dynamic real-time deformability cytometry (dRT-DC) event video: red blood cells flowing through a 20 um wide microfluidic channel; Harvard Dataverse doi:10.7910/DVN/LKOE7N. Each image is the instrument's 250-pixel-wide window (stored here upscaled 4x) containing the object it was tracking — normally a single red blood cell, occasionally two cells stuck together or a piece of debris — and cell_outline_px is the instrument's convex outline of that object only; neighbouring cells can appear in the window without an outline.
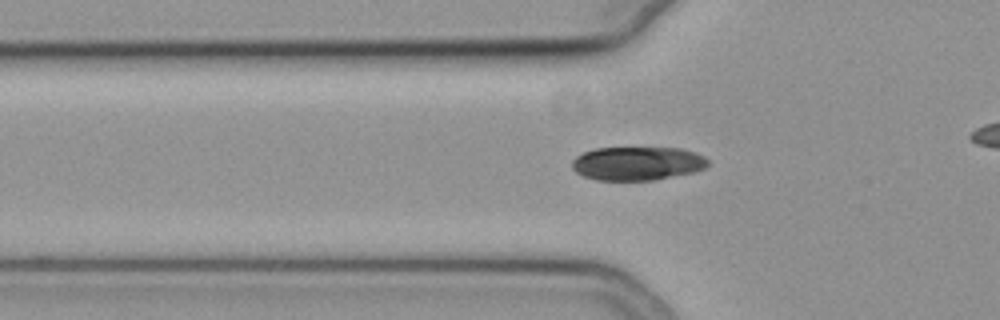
{"species": "common noctule bat (a hibernating species)", "species_latin": "Nyctalus noctula", "temperature_condition": "cold", "stored_images_in_passage": 45, "camera_frame_rate_fps": 3000, "um_per_image_px": 0.085, "animal": {"sex": "female", "body_mass_g": 19.3, "forearm_length_mm": 54.1}, "frame": {"image": 1, "passage_image": 16, "time_ms": 5.0, "image_size_px": [1000, 320], "cell_outline_px": [[708, 164], [704, 168], [692, 172], [652, 180], [596, 180], [584, 176], [576, 172], [572, 168], [572, 160], [576, 156], [584, 152], [596, 148], [680, 148], [704, 156], [708, 160]], "centroid_in_image_um": [54.14, 13.89], "position_along_channel_um": 71.7, "area_um2": 26.41}}
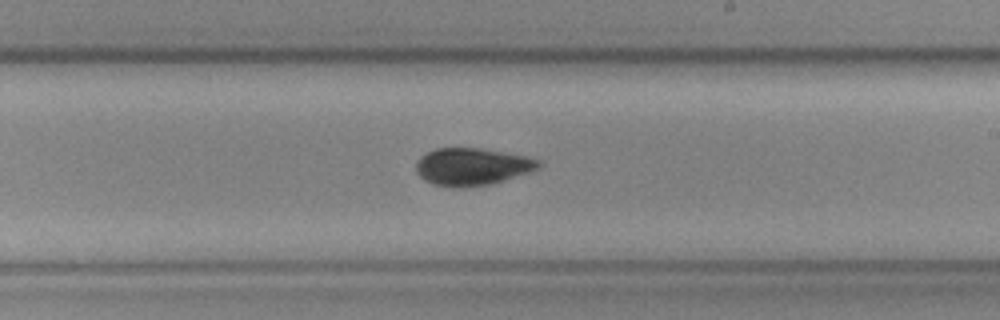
{"frame": {"image": 2, "passage_image": 30, "time_ms": 9.667, "image_size_px": [1000, 320], "cell_outline_px": [[544, 164], [540, 168], [492, 184], [432, 184], [424, 180], [416, 172], [416, 160], [420, 156], [436, 148], [480, 148], [504, 152], [524, 156], [540, 160]], "centroid_in_image_um": [40.15, 14.11], "position_along_channel_um": 248.9, "area_um2": 25.89}}
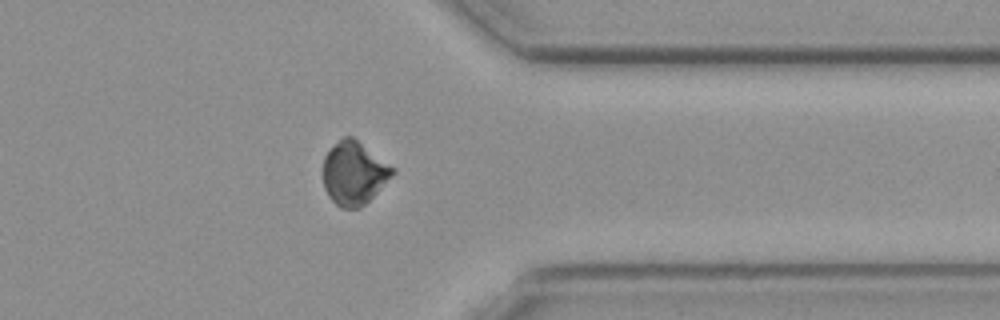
{"frame": {"image": 3, "passage_image": 41, "time_ms": 13.333, "image_size_px": [1000, 320], "cell_outline_px": [[396, 172], [360, 208], [340, 208], [328, 196], [324, 188], [324, 156], [344, 136], [352, 136], [396, 168]], "centroid_in_image_um": [30.1, 14.72], "position_along_channel_um": 381.3, "area_um2": 25.26}, "authors_computed_cell_mechanics": {"area_um2": 26.7614, "velocity_mm_per_s": 3.7982, "shape_relaxation_time_tau1_ms": 10.3482, "shape_relaxation_time_tau2_ms": 6.2914, "deformation_change_tau1": 0.1554, "deformation_change_tau2": 0.0656}}